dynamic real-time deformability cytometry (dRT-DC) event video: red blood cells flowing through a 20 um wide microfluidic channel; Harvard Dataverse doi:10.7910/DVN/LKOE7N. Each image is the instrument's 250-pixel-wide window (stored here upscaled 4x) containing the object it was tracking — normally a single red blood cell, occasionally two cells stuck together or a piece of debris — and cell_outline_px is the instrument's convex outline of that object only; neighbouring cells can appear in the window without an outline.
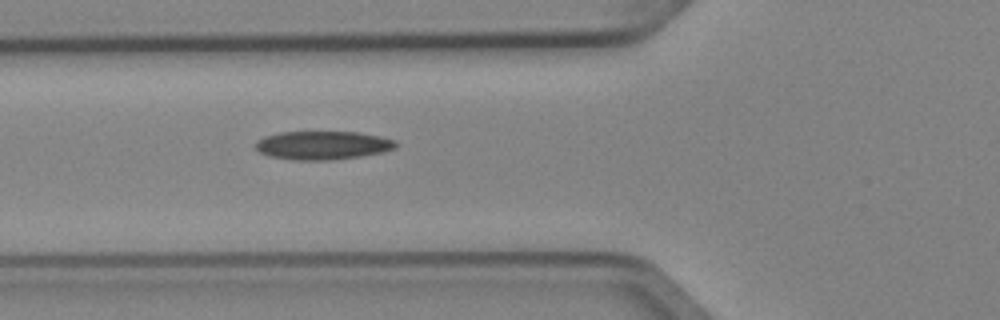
{"species": "Egyptian fruit bat (a non-hibernating species)", "species_latin": "Rousettus aegyptiacus", "temperature_condition": "cold", "stored_images_in_passage": 3, "camera_frame_rate_fps": 3000, "um_per_image_px": 0.085, "animal": {"sex": "female"}, "frame": {"image": 1, "passage_image": 3, "time_ms": 0.667, "image_size_px": [1000, 320], "cell_outline_px": [[396, 148], [384, 152], [360, 156], [332, 160], [292, 160], [268, 156], [260, 152], [256, 148], [256, 140], [264, 136], [280, 132], [360, 132], [380, 136], [396, 140]], "centroid_in_image_um": [27.43, 12.35], "position_along_channel_um": 98.4, "area_um2": 23.47}}